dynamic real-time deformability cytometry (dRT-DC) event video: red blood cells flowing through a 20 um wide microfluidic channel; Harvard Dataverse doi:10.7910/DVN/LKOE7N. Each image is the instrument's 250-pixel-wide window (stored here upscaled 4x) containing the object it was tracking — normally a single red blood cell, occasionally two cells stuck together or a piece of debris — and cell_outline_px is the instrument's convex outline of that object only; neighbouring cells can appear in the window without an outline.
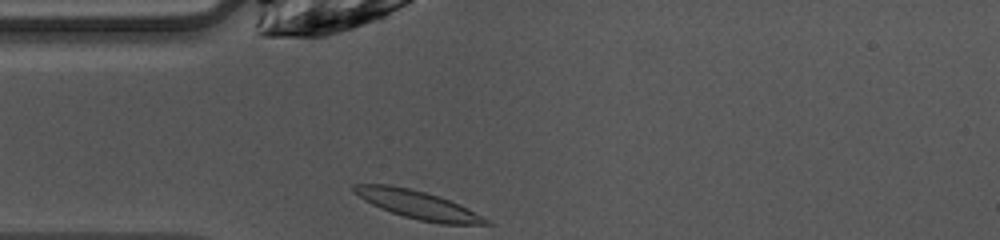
{"species": "common noctule bat (a hibernating species)", "species_latin": "Nyctalus noctula", "temperature_condition": "warm", "stored_images_in_passage": 29, "camera_frame_rate_fps": 3000, "um_per_image_px": 0.085, "animal": {"sex": "female", "body_mass_g": 10.0, "forearm_length_mm": 53.1}, "frame": {"image": 1, "passage_image": 1, "time_ms": 0.0, "image_size_px": [1000, 240], "cell_outline_px": [[496, 224], [440, 224], [420, 220], [404, 216], [380, 208], [364, 200], [352, 192], [352, 184], [388, 184], [408, 188], [424, 192], [448, 200], [492, 220]], "centroid_in_image_um": [35.5, 17.41], "position_along_channel_um": 49.5, "area_um2": 21.39}}
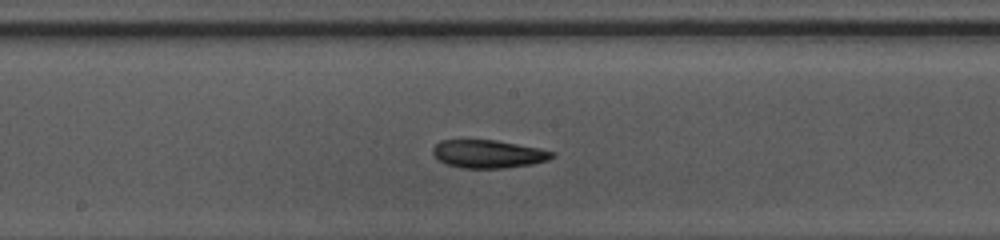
{"frame": {"image": 2, "passage_image": 13, "time_ms": 4.0, "image_size_px": [1000, 240], "cell_outline_px": [[556, 156], [548, 160], [532, 164], [504, 168], [464, 168], [448, 164], [440, 160], [432, 152], [432, 148], [440, 140], [496, 140], [540, 148], [556, 152]], "centroid_in_image_um": [41.56, 13.08], "position_along_channel_um": 206.6, "area_um2": 19.48}}
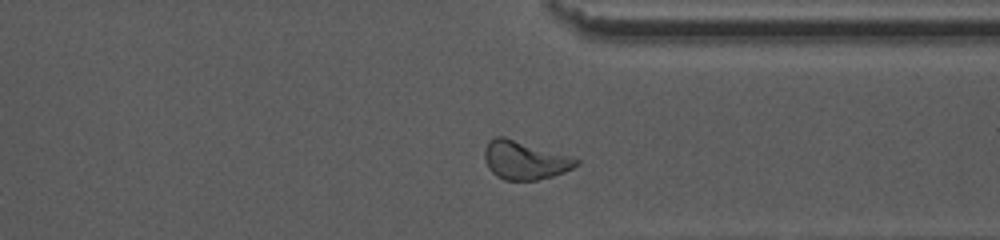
{"frame": {"image": 3, "passage_image": 25, "time_ms": 8.0, "image_size_px": [1000, 240], "cell_outline_px": [[580, 164], [564, 172], [552, 176], [536, 180], [504, 180], [496, 176], [488, 168], [484, 156], [484, 148], [488, 140], [496, 136], [504, 136], [580, 160]], "centroid_in_image_um": [44.55, 13.62], "position_along_channel_um": 366.9, "area_um2": 20.35}, "authors_computed_cell_mechanics": {"area_um2": 19.5942, "velocity_mm_per_s": 4.0426, "shape_relaxation_time_tau1_ms": null, "shape_relaxation_time_tau2_ms": 8.5228, "deformation_change_tau1": null, "deformation_change_tau2": 0.1675}}